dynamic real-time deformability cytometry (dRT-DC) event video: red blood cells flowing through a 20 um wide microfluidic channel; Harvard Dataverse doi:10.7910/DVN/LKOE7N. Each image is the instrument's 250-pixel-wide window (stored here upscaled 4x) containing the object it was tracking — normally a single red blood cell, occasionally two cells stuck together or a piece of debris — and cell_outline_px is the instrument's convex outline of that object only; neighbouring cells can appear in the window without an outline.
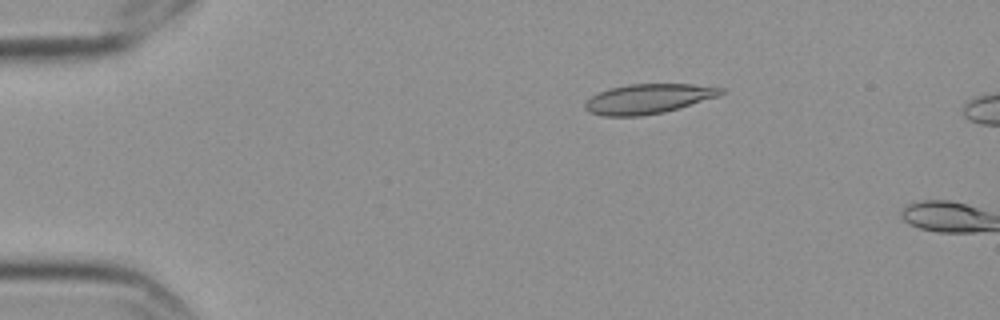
{"species": "Egyptian fruit bat (a non-hibernating species)", "species_latin": "Rousettus aegyptiacus", "temperature_condition": "cold", "stored_images_in_passage": 4, "camera_frame_rate_fps": 3000, "um_per_image_px": 0.085, "frame": {"image": 1, "passage_image": 3, "time_ms": 0.667, "image_size_px": [1000, 320], "cell_outline_px": [[728, 88], [720, 96], [664, 112], [640, 116], [604, 116], [588, 112], [584, 108], [584, 104], [592, 96], [608, 88], [628, 84], [692, 84]], "centroid_in_image_um": [55.13, 8.39], "position_along_channel_um": 29.9, "area_um2": 23.64}}